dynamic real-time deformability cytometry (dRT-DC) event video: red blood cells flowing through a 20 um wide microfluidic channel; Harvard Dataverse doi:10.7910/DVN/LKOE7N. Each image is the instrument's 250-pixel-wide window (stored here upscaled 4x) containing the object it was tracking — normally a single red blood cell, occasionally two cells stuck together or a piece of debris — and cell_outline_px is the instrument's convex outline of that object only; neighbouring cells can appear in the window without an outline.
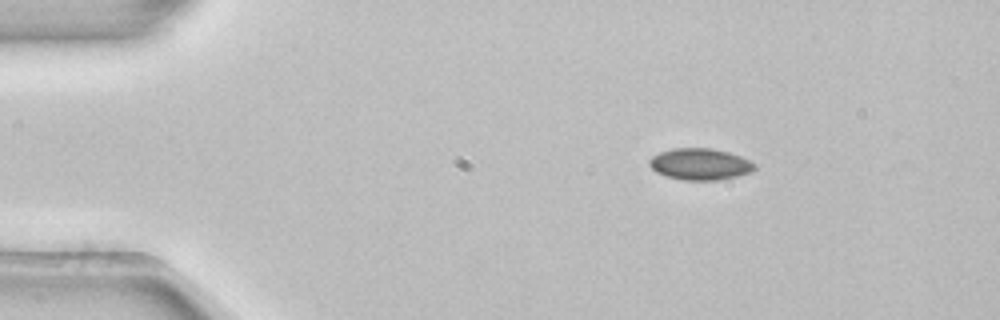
{"species": "common noctule bat (a hibernating species)", "species_latin": "Nyctalus noctula", "temperature_condition": "room temperature", "stored_images_in_passage": 3, "camera_frame_rate_fps": 3000, "um_per_image_px": 0.085, "animal": {"sex": "female", "body_mass_g": 22.7, "forearm_length_mm": 54.2}, "frame": {"image": 1, "passage_image": 3, "time_ms": 0.667, "image_size_px": [1000, 320], "cell_outline_px": [[756, 168], [752, 172], [720, 180], [684, 180], [664, 176], [656, 172], [648, 164], [648, 160], [652, 156], [660, 152], [672, 148], [712, 148], [728, 152], [740, 156], [756, 164]], "centroid_in_image_um": [59.49, 13.95], "position_along_channel_um": 25.5, "area_um2": 19.48}}